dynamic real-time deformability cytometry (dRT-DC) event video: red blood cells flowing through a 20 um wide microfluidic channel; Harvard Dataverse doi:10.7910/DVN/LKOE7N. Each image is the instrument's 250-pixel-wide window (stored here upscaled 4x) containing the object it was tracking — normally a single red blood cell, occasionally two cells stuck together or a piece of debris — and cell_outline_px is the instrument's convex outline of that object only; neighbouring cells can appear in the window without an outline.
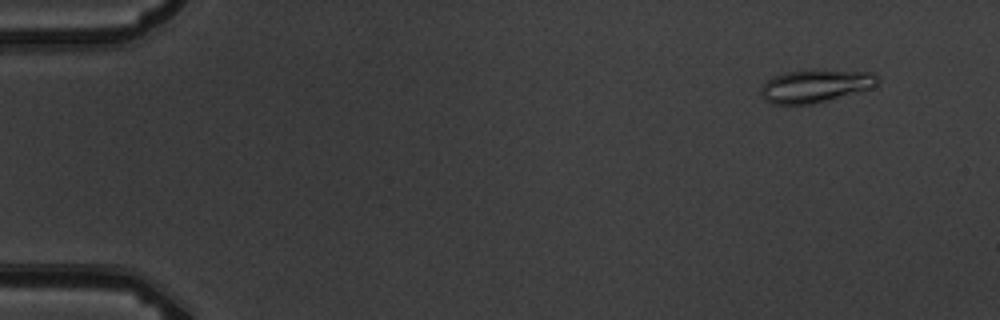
{"species": "common noctule bat (a hibernating species)", "species_latin": "Nyctalus noctula", "temperature_condition": "warm", "stored_images_in_passage": 7, "camera_frame_rate_fps": 3000, "um_per_image_px": 0.085, "animal": {"sex": "male", "body_mass_g": 19.5, "forearm_length_mm": 54.6}, "frame": {"image": 1, "passage_image": 2, "time_ms": 1.333, "image_size_px": [1000, 320], "cell_outline_px": [[880, 84], [872, 88], [812, 104], [772, 104], [764, 100], [760, 96], [760, 88], [772, 76], [784, 72], [812, 68], [816, 68], [872, 72], [880, 80]], "centroid_in_image_um": [69.31, 7.27], "position_along_channel_um": 15.7, "area_um2": 23.0}}
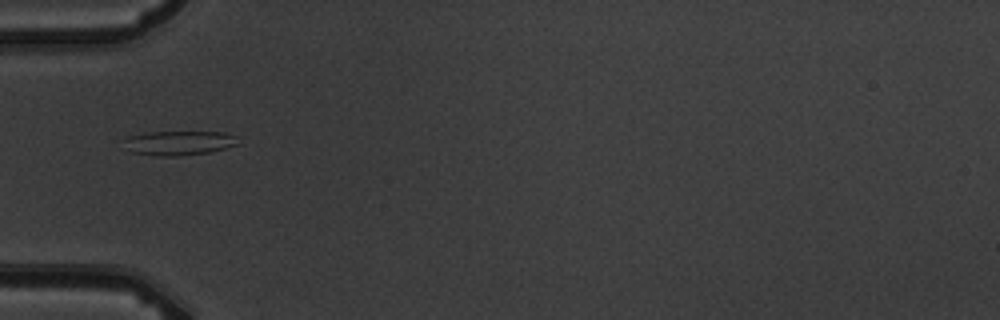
{"frame": {"image": 2, "passage_image": 6, "time_ms": 6.0, "image_size_px": [1000, 320], "cell_outline_px": [[240, 144], [208, 152], [176, 156], [156, 156], [132, 152], [120, 140], [128, 136], [152, 132], [224, 132], [236, 136]], "centroid_in_image_um": [15.19, 12.15], "position_along_channel_um": 69.8, "area_um2": 16.18}}
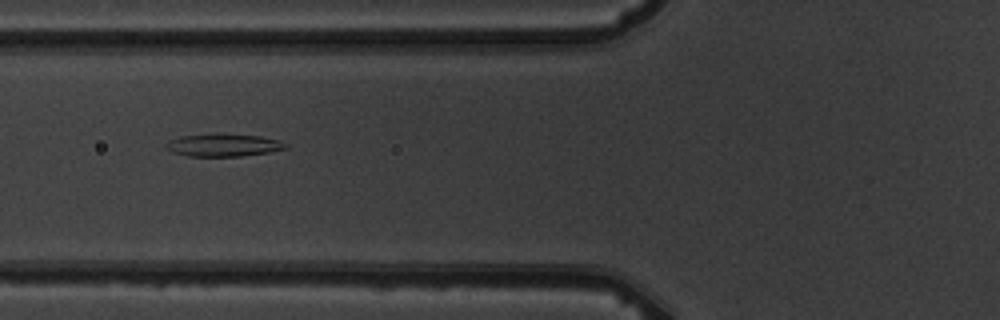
{"frame": {"image": 3, "passage_image": 7, "time_ms": 7.0, "image_size_px": [1000, 320], "cell_outline_px": [[288, 148], [268, 152], [240, 156], [188, 156], [172, 152], [164, 148], [164, 144], [168, 140], [180, 136], [260, 136], [280, 140], [288, 144]], "centroid_in_image_um": [18.97, 12.37], "position_along_channel_um": 106.8, "area_um2": 15.09}}